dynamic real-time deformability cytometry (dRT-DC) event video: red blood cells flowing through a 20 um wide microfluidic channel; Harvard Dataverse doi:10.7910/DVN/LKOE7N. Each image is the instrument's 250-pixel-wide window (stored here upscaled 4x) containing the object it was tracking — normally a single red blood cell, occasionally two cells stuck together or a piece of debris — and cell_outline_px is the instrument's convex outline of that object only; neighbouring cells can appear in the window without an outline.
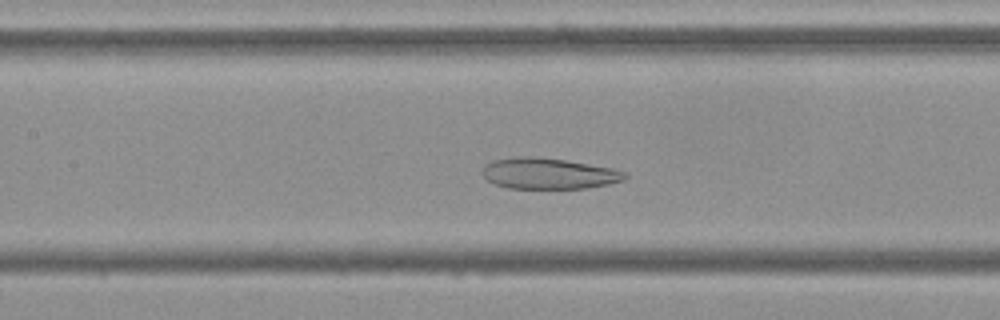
{"species": "Egyptian fruit bat (a non-hibernating species)", "species_latin": "Rousettus aegyptiacus", "temperature_condition": "cold", "stored_images_in_passage": 53, "camera_frame_rate_fps": 3000, "um_per_image_px": 0.085, "frame": {"image": 1, "passage_image": 23, "time_ms": 7.333, "image_size_px": [1000, 320], "cell_outline_px": [[628, 176], [624, 180], [608, 184], [588, 188], [508, 188], [492, 184], [480, 172], [484, 164], [492, 160], [520, 156], [536, 156], [564, 160], [612, 168], [624, 172]], "centroid_in_image_um": [46.57, 14.74], "position_along_channel_um": 160.8, "area_um2": 25.84}}
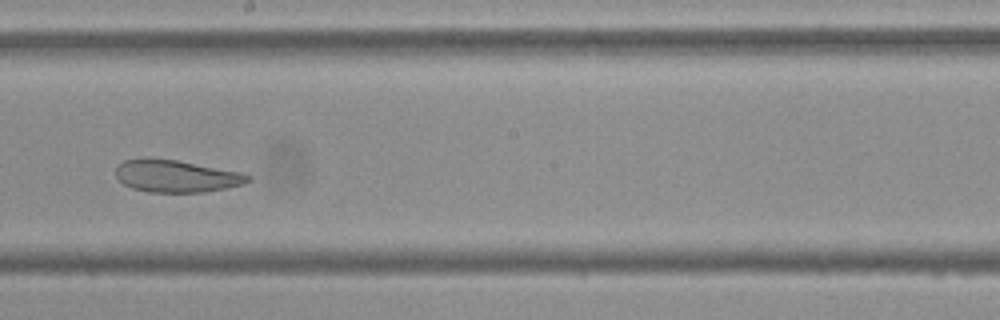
{"frame": {"image": 2, "passage_image": 29, "time_ms": 9.333, "image_size_px": [1000, 320], "cell_outline_px": [[252, 180], [240, 184], [224, 188], [204, 192], [148, 192], [132, 188], [124, 184], [116, 176], [116, 168], [124, 160], [144, 156], [148, 156], [176, 160], [240, 172], [252, 176]], "centroid_in_image_um": [14.93, 14.95], "position_along_channel_um": 233.3, "area_um2": 24.91}}
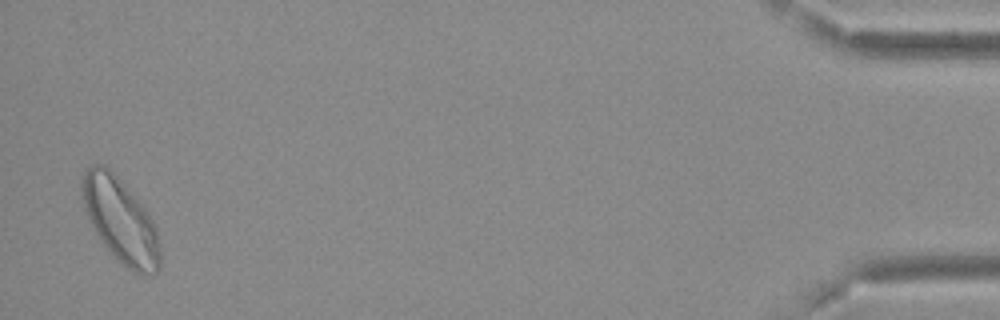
{"frame": {"image": 3, "passage_image": 52, "time_ms": 17.0, "image_size_px": [1000, 320], "cell_outline_px": [[160, 268], [156, 272], [144, 276], [140, 276], [132, 272], [120, 264], [104, 244], [92, 228], [84, 208], [80, 196], [80, 180], [84, 172], [92, 164], [104, 164], [120, 180], [144, 208], [152, 220], [156, 228], [160, 244]], "centroid_in_image_um": [10.22, 18.77], "position_along_channel_um": 425.0, "area_um2": 38.67}}